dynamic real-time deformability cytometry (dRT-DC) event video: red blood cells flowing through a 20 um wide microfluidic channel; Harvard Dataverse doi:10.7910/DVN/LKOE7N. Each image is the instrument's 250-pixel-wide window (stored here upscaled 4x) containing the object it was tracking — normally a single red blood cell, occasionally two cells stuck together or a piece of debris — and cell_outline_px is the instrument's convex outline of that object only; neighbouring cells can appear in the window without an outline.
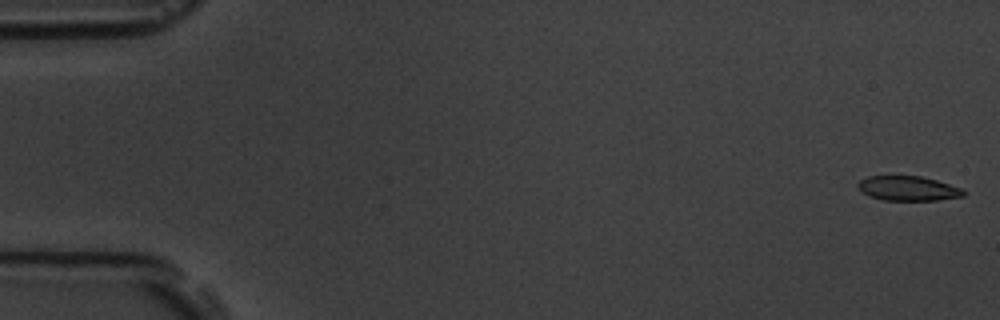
{"species": "common noctule bat (a hibernating species)", "species_latin": "Nyctalus noctula", "temperature_condition": "room temperature", "stored_images_in_passage": 8, "camera_frame_rate_fps": 3000, "um_per_image_px": 0.085, "animal": {"sex": "male", "body_mass_g": 19.5, "forearm_length_mm": 54.6}, "frame": {"image": 1, "passage_image": 1, "time_ms": 0.0, "image_size_px": [1000, 320], "cell_outline_px": [[968, 192], [964, 196], [936, 200], [884, 200], [860, 192], [856, 188], [856, 184], [860, 180], [868, 176], [920, 176], [936, 180], [964, 188]], "centroid_in_image_um": [77.2, 16.01], "position_along_channel_um": 7.8, "area_um2": 15.32}}
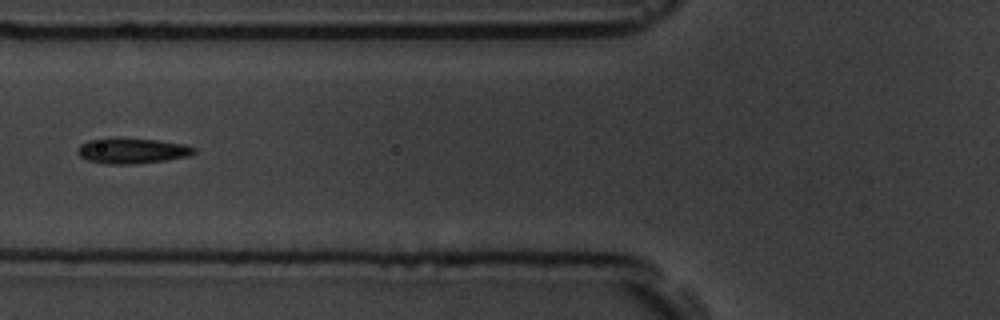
{"frame": {"image": 2, "passage_image": 7, "time_ms": 7.0, "image_size_px": [1000, 320], "cell_outline_px": [[196, 152], [188, 156], [168, 160], [136, 164], [108, 164], [88, 160], [80, 156], [76, 152], [76, 148], [80, 144], [88, 140], [156, 140], [184, 144], [196, 148]], "centroid_in_image_um": [11.25, 12.85], "position_along_channel_um": 114.5, "area_um2": 16.76}}
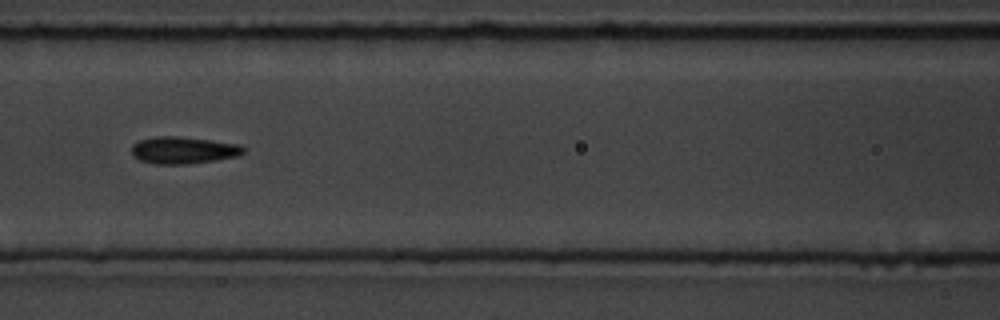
{"frame": {"image": 3, "passage_image": 8, "time_ms": 8.0, "image_size_px": [1000, 320], "cell_outline_px": [[244, 152], [240, 156], [216, 160], [188, 164], [156, 164], [140, 160], [132, 156], [132, 144], [140, 140], [156, 136], [180, 136], [240, 144], [244, 148]], "centroid_in_image_um": [15.59, 12.77], "position_along_channel_um": 151.0, "area_um2": 17.74}}